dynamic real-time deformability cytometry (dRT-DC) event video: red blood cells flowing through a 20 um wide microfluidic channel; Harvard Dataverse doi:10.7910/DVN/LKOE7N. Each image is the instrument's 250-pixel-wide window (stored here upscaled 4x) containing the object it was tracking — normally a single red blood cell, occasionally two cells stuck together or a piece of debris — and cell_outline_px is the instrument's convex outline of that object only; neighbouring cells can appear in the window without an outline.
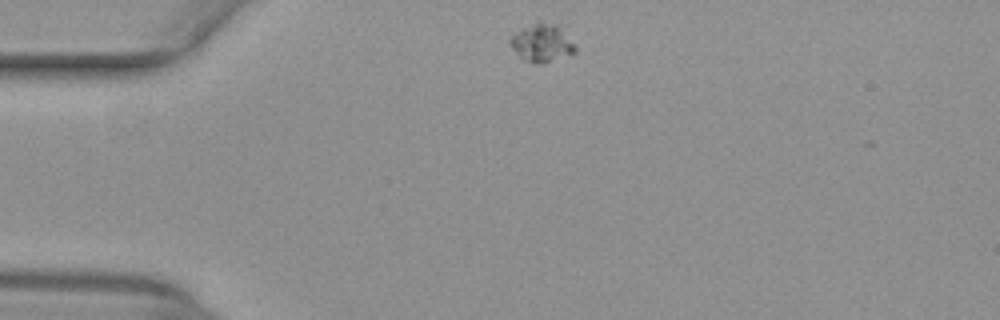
{"species": "common noctule bat (a hibernating species)", "species_latin": "Nyctalus noctula", "temperature_condition": "warm", "stored_images_in_passage": 4, "camera_frame_rate_fps": 3000, "um_per_image_px": 0.085, "animal": {"sex": "female", "body_mass_g": 29.2, "forearm_length_mm": 56.3}, "frame": {"image": 1, "passage_image": 1, "time_ms": 0.0, "image_size_px": [1000, 320], "cell_outline_px": [[576, 52], [572, 56], [544, 64], [532, 64], [520, 56], [512, 48], [508, 40], [512, 36], [536, 20], [560, 20], [576, 44]], "centroid_in_image_um": [46.2, 3.59], "position_along_channel_um": 38.8, "area_um2": 15.61}}